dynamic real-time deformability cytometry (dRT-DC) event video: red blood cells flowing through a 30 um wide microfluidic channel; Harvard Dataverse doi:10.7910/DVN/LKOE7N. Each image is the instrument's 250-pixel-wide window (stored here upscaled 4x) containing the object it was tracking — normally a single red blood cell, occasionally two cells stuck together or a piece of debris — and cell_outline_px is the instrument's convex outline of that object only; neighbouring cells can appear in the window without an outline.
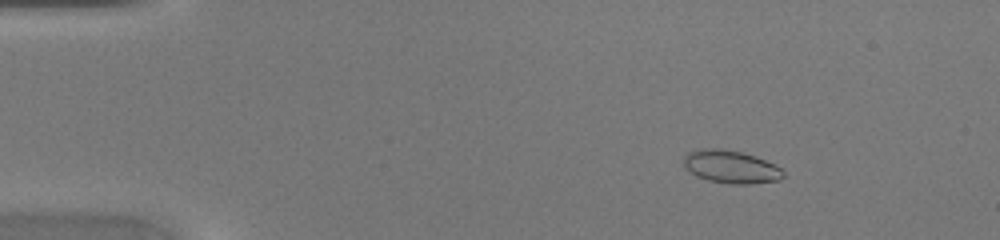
{"species": "common noctule bat (a hibernating species)", "species_latin": "Nyctalus noctula", "temperature_condition": "warm", "stored_images_in_passage": 47, "camera_frame_rate_fps": 3000, "um_per_image_px": 0.085, "animal": {"sex": "female", "body_mass_g": 20.0, "forearm_length_mm": 54.0}, "frame": {"image": 1, "passage_image": 7, "time_ms": 2.0, "image_size_px": [1000, 240], "cell_outline_px": [[784, 176], [780, 180], [748, 184], [732, 184], [708, 180], [696, 176], [684, 164], [684, 156], [688, 152], [700, 148], [720, 148], [740, 152], [764, 160], [780, 168], [784, 172]], "centroid_in_image_um": [62.11, 14.18], "position_along_channel_um": 22.9, "area_um2": 18.79}}
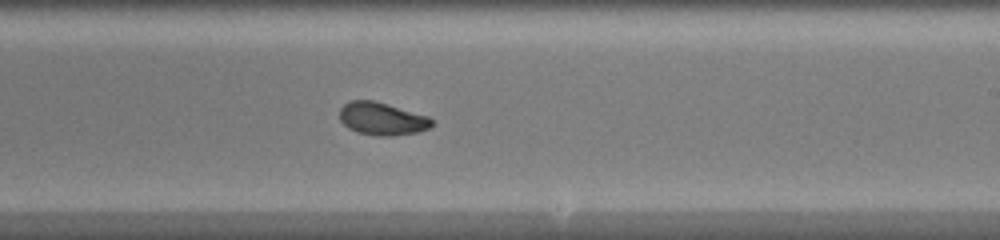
{"frame": {"image": 2, "passage_image": 29, "time_ms": 9.333, "image_size_px": [1000, 240], "cell_outline_px": [[432, 124], [428, 128], [420, 132], [392, 136], [376, 136], [356, 132], [348, 128], [340, 120], [340, 108], [348, 100], [372, 100], [388, 104], [428, 116], [432, 120]], "centroid_in_image_um": [32.45, 10.1], "position_along_channel_um": 256.6, "area_um2": 17.69}}
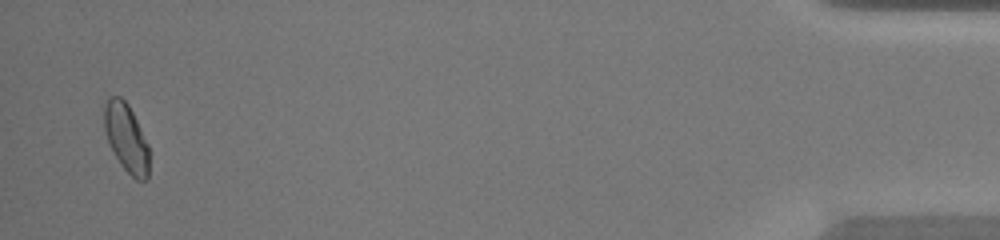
{"frame": {"image": 3, "passage_image": 46, "time_ms": 15.0, "image_size_px": [1000, 240], "cell_outline_px": [[148, 180], [136, 180], [120, 164], [108, 140], [104, 128], [104, 100], [108, 96], [120, 96], [128, 104], [148, 144]], "centroid_in_image_um": [10.72, 11.68], "position_along_channel_um": 424.5, "area_um2": 17.69}}